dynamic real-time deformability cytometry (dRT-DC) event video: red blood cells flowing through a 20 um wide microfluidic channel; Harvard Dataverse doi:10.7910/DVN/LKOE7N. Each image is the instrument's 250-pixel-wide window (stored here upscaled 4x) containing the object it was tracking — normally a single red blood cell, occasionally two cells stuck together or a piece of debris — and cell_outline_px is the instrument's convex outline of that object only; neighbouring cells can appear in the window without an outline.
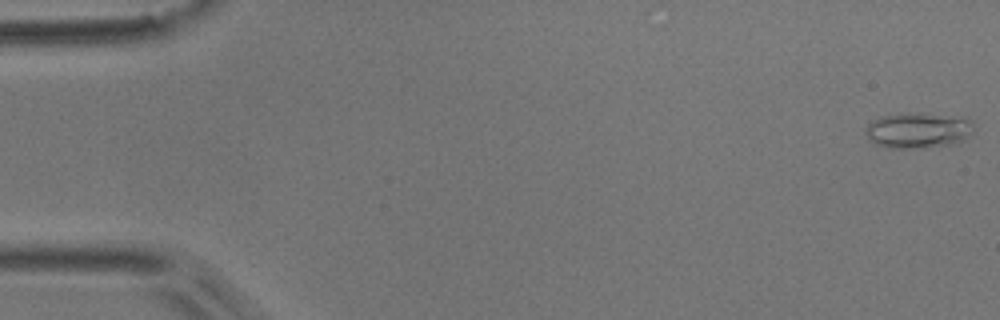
{"species": "common noctule bat (a hibernating species)", "species_latin": "Nyctalus noctula", "temperature_condition": "room temperature", "stored_images_in_passage": 6, "camera_frame_rate_fps": 3000, "um_per_image_px": 0.085, "animal": {"sex": "male", "body_mass_g": 17.9}, "frame": {"image": 1, "passage_image": 1, "time_ms": 0.0, "image_size_px": [1000, 320], "cell_outline_px": [[972, 132], [964, 140], [952, 144], [912, 148], [892, 148], [876, 144], [864, 132], [868, 124], [872, 120], [880, 116], [900, 112], [912, 112], [964, 116], [972, 120]], "centroid_in_image_um": [78.05, 11.03], "position_along_channel_um": 6.9, "area_um2": 22.72}}